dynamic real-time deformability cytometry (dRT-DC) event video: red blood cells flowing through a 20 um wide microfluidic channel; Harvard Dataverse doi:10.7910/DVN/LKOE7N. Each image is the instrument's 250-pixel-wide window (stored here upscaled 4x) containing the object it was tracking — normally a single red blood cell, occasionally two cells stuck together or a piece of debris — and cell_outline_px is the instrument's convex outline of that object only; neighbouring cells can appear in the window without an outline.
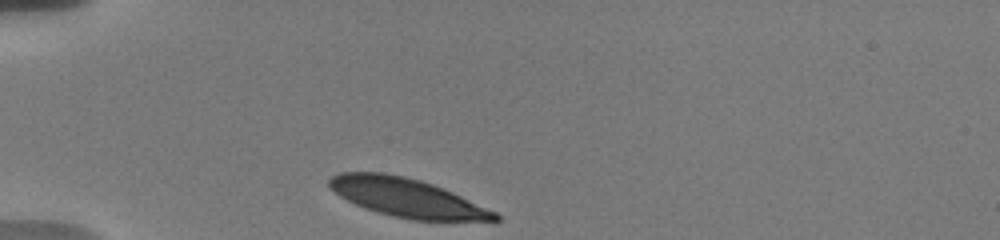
{"species": "human", "species_latin": "Homo sapiens", "temperature_condition": "warm", "stored_images_in_passage": 34, "camera_frame_rate_fps": 3000, "um_per_image_px": 0.085, "donor": {"sex": "male"}, "frame": {"image": 1, "passage_image": 1, "time_ms": 0.0, "image_size_px": [1000, 240], "cell_outline_px": [[500, 220], [412, 220], [392, 216], [376, 212], [364, 208], [340, 196], [328, 184], [328, 180], [332, 176], [340, 172], [384, 172], [404, 176], [420, 180], [444, 188], [496, 212], [500, 216]], "centroid_in_image_um": [34.57, 16.79], "position_along_channel_um": 50.4, "area_um2": 36.99}}
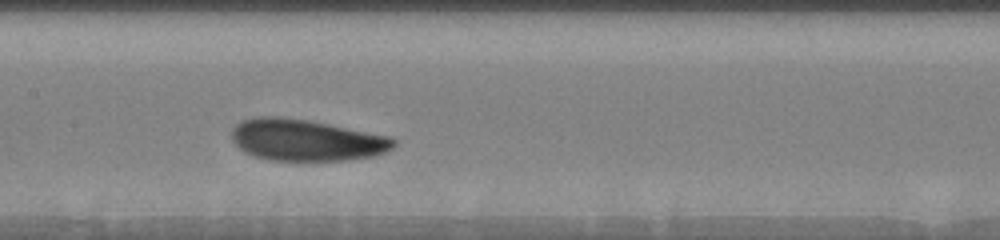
{"frame": {"image": 2, "passage_image": 14, "time_ms": 4.333, "image_size_px": [1000, 240], "cell_outline_px": [[396, 144], [392, 148], [376, 156], [348, 160], [272, 160], [256, 156], [244, 152], [232, 140], [232, 128], [240, 120], [256, 116], [280, 116], [308, 120], [392, 136], [396, 140]], "centroid_in_image_um": [26.04, 11.89], "position_along_channel_um": 181.4, "area_um2": 39.42}}
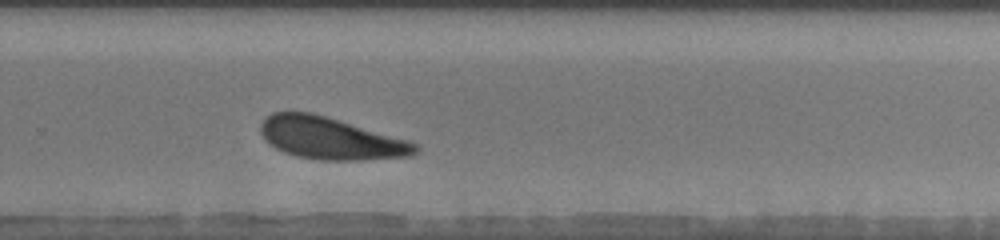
{"frame": {"image": 3, "passage_image": 24, "time_ms": 7.667, "image_size_px": [1000, 240], "cell_outline_px": [[420, 148], [412, 156], [360, 160], [320, 160], [296, 156], [284, 152], [268, 144], [264, 140], [260, 132], [260, 124], [272, 112], [312, 112], [408, 140], [420, 144]], "centroid_in_image_um": [28.1, 11.76], "position_along_channel_um": 301.7, "area_um2": 37.97}, "authors_computed_cell_mechanics": {"area_um2": 38.8127, "velocity_mm_per_s": 3.627, "shape_relaxation_time_tau1_ms": 2.4916, "shape_relaxation_time_tau2_ms": null, "deformation_change_tau1": 0.1141, "deformation_change_tau2": null}}